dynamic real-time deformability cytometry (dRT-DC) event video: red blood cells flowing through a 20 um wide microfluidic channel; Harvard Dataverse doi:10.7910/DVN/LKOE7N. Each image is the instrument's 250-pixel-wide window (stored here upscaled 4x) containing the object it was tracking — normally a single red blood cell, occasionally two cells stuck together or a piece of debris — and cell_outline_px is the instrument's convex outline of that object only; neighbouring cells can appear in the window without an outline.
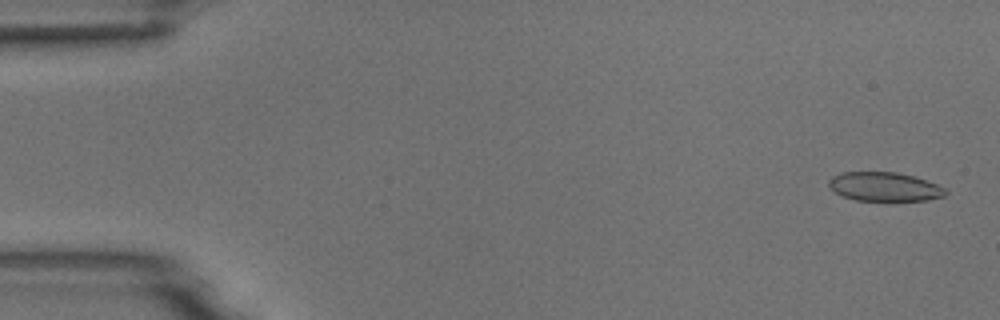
{"species": "common noctule bat (a hibernating species)", "species_latin": "Nyctalus noctula", "temperature_condition": "room temperature", "stored_images_in_passage": 12, "camera_frame_rate_fps": 3000, "um_per_image_px": 0.085, "animal": {"sex": "male", "body_mass_g": 18.8}, "frame": {"image": 1, "passage_image": 2, "time_ms": 0.333, "image_size_px": [1000, 320], "cell_outline_px": [[948, 192], [944, 196], [924, 200], [856, 200], [844, 196], [836, 192], [828, 184], [828, 180], [832, 176], [840, 172], [896, 172], [912, 176], [936, 184], [944, 188]], "centroid_in_image_um": [75.15, 15.86], "position_along_channel_um": 9.8, "area_um2": 19.36}}